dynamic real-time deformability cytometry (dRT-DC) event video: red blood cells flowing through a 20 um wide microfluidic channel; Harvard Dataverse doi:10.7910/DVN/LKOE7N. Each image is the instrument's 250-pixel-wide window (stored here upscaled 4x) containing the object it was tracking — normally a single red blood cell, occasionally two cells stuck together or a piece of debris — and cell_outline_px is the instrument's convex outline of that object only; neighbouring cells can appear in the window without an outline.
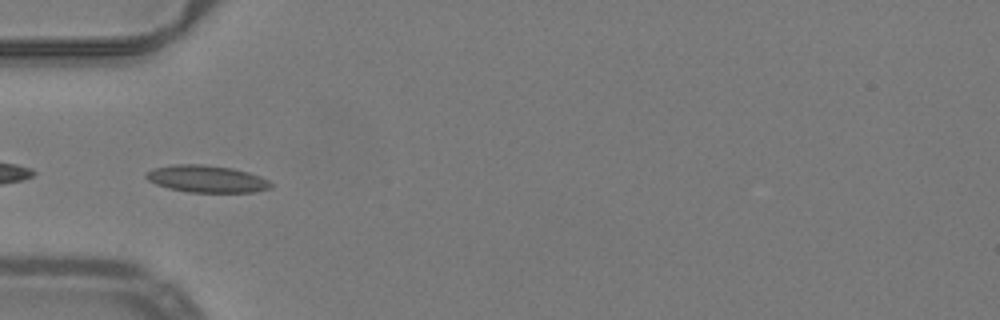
{"species": "common noctule bat (a hibernating species)", "species_latin": "Nyctalus noctula", "temperature_condition": "warm", "stored_images_in_passage": 44, "camera_frame_rate_fps": 3000, "um_per_image_px": 0.085, "animal": {"sex": "male", "body_mass_g": 19.2, "forearm_length_mm": 51.8}, "frame": {"image": 1, "passage_image": 9, "time_ms": 2.667, "image_size_px": [1000, 320], "cell_outline_px": [[272, 188], [256, 192], [188, 192], [168, 188], [156, 184], [148, 180], [144, 176], [144, 172], [152, 168], [172, 164], [204, 164], [232, 168], [248, 172], [260, 176], [268, 180], [272, 184]], "centroid_in_image_um": [17.54, 15.2], "position_along_channel_um": 67.5, "area_um2": 19.94}}
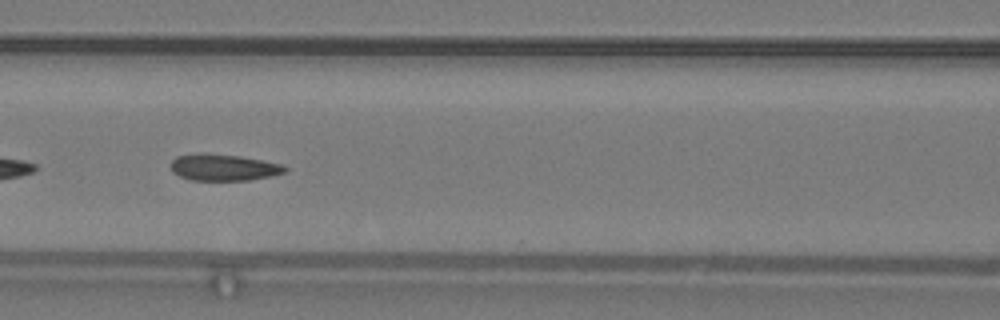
{"frame": {"image": 2, "passage_image": 15, "time_ms": 4.667, "image_size_px": [1000, 320], "cell_outline_px": [[288, 168], [284, 172], [268, 176], [248, 180], [188, 180], [172, 172], [172, 160], [176, 156], [240, 156], [284, 164]], "centroid_in_image_um": [19.06, 14.27], "position_along_channel_um": 147.5, "area_um2": 16.76}}
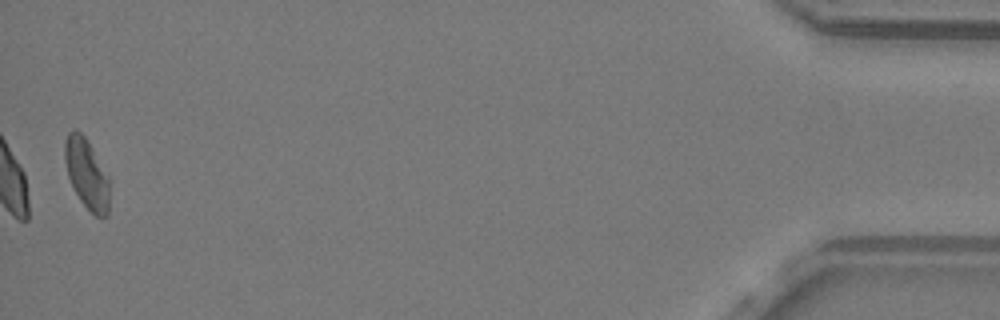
{"frame": {"image": 3, "passage_image": 43, "time_ms": 14.0, "image_size_px": [1000, 320], "cell_outline_px": [[108, 216], [96, 216], [80, 200], [68, 176], [64, 160], [64, 140], [68, 132], [72, 128], [76, 128], [84, 136], [92, 148], [108, 176]], "centroid_in_image_um": [7.33, 14.71], "position_along_channel_um": 427.9, "area_um2": 17.98}, "authors_computed_cell_mechanics": {"area_um2": 18.207, "velocity_mm_per_s": 3.9939, "shape_relaxation_time_tau1_ms": 8.6747, "shape_relaxation_time_tau2_ms": 1.5543, "deformation_change_tau1": 0.1912, "deformation_change_tau2": 0.0647}}